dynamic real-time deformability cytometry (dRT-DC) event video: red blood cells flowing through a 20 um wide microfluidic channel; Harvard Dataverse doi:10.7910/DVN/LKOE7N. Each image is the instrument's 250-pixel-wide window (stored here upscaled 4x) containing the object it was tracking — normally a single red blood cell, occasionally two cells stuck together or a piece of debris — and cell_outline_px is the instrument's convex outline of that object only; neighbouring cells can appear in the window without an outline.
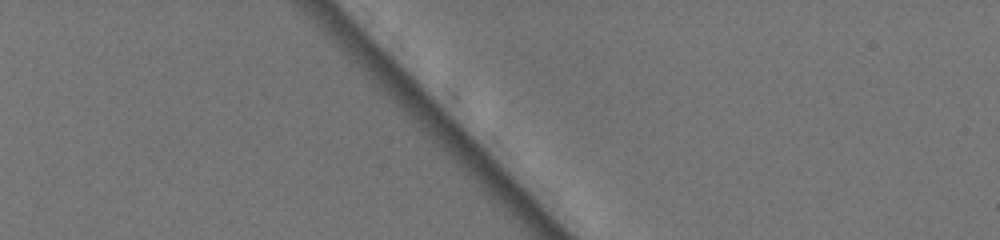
{"species": "common noctule bat (a hibernating species)", "species_latin": "Nyctalus noctula", "temperature_condition": "warm", "stored_images_in_passage": 4, "camera_frame_rate_fps": 3000, "um_per_image_px": 0.085, "animal": {"sex": "female", "body_mass_g": 19.5, "forearm_length_mm": 54.1}, "frame": {"image": 1, "passage_image": 3, "time_ms": 0.667, "image_size_px": [1000, 240], "cell_outline_px": [[600, 140], [592, 136], [532, 76], [528, 68], [524, 56], [528, 52], [536, 56], [568, 80], [592, 100], [596, 112]], "centroid_in_image_um": [48.03, 7.98], "position_along_channel_um": 37.0, "area_um2": 15.09}}